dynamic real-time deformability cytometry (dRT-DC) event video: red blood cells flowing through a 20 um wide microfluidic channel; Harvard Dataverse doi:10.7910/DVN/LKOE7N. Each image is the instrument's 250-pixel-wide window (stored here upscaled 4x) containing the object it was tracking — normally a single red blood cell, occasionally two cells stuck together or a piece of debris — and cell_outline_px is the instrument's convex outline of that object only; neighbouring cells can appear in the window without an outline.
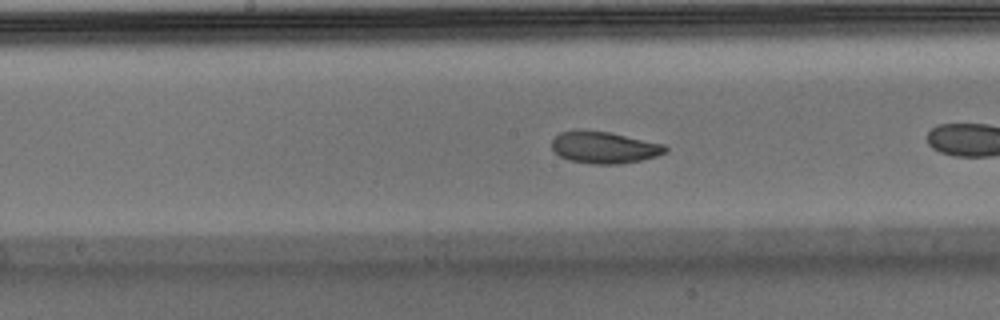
{"species": "Egyptian fruit bat (a non-hibernating species)", "species_latin": "Rousettus aegyptiacus", "temperature_condition": "warm", "stored_images_in_passage": 26, "camera_frame_rate_fps": 3000, "um_per_image_px": 0.085, "animal": {"sex": "male"}, "frame": {"image": 1, "passage_image": 12, "time_ms": 3.667, "image_size_px": [1000, 320], "cell_outline_px": [[668, 152], [656, 156], [640, 160], [620, 164], [592, 164], [568, 160], [560, 156], [552, 148], [552, 140], [560, 132], [576, 128], [580, 128], [612, 132], [664, 144], [668, 148]], "centroid_in_image_um": [51.34, 12.5], "position_along_channel_um": 196.9, "area_um2": 21.5}}